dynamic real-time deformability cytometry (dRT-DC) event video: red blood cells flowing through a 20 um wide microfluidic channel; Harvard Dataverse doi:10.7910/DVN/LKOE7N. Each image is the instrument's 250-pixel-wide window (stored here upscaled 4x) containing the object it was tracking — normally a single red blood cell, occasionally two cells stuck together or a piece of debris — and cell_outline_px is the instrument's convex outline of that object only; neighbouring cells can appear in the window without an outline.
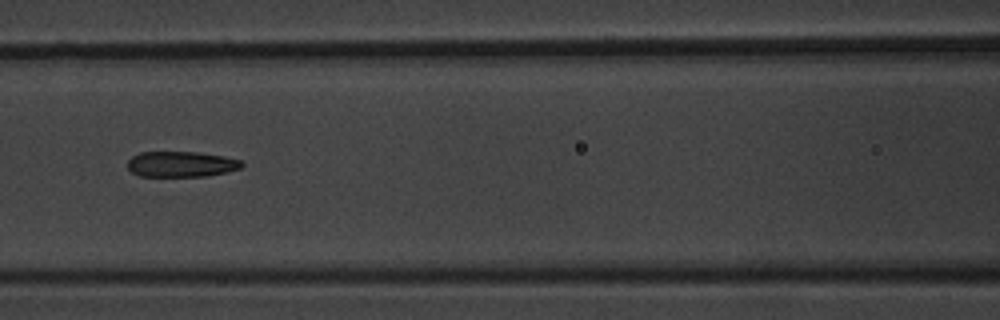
{"species": "common noctule bat (a hibernating species)", "species_latin": "Nyctalus noctula", "temperature_condition": "warm", "stored_images_in_passage": 9, "camera_frame_rate_fps": 3000, "um_per_image_px": 0.085, "animal": {"sex": "male", "body_mass_g": 20.1, "forearm_length_mm": 53.5}, "frame": {"image": 1, "passage_image": 7, "time_ms": 7.0, "image_size_px": [1000, 320], "cell_outline_px": [[244, 164], [240, 168], [228, 172], [208, 176], [140, 176], [132, 172], [128, 168], [128, 160], [132, 156], [140, 152], [196, 152], [224, 156], [240, 160]], "centroid_in_image_um": [15.41, 13.95], "position_along_channel_um": 151.2, "area_um2": 17.05}}
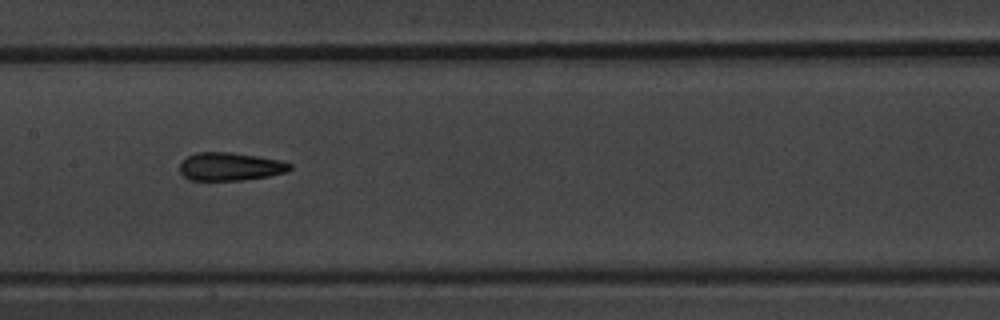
{"frame": {"image": 2, "passage_image": 8, "time_ms": 8.0, "image_size_px": [1000, 320], "cell_outline_px": [[292, 168], [288, 172], [268, 176], [244, 180], [188, 180], [180, 172], [180, 164], [188, 156], [196, 152], [232, 152], [284, 160], [292, 164]], "centroid_in_image_um": [19.61, 14.15], "position_along_channel_um": 187.8, "area_um2": 18.26}}
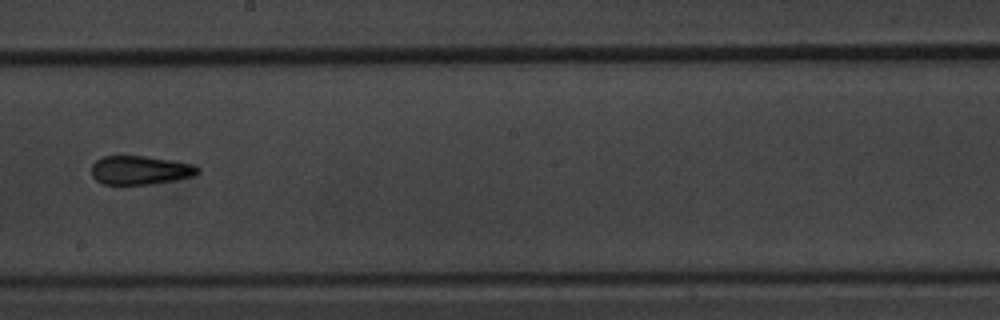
{"frame": {"image": 3, "passage_image": 9, "time_ms": 9.333, "image_size_px": [1000, 320], "cell_outline_px": [[200, 172], [196, 176], [176, 180], [152, 184], [104, 184], [96, 180], [92, 176], [92, 164], [96, 160], [104, 156], [148, 156], [192, 164], [200, 168]], "centroid_in_image_um": [11.94, 14.46], "position_along_channel_um": 236.3, "area_um2": 17.92}}